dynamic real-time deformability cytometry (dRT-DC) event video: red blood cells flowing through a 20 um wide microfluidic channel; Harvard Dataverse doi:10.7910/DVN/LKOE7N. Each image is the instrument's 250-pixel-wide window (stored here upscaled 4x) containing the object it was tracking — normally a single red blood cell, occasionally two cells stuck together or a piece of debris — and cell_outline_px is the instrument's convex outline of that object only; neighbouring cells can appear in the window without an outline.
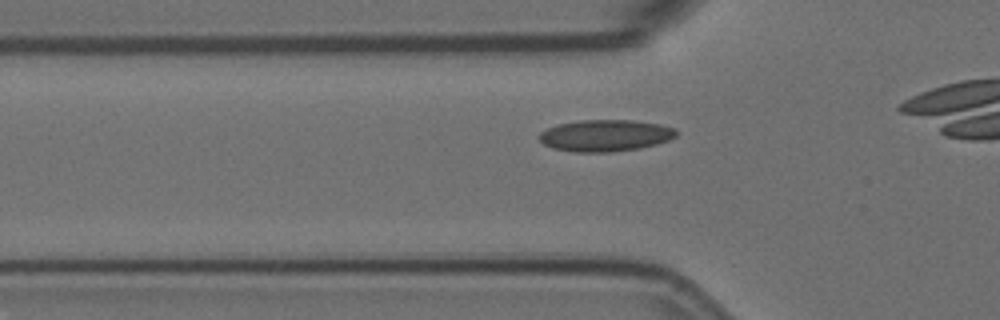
{"species": "Egyptian fruit bat (a non-hibernating species)", "species_latin": "Rousettus aegyptiacus", "temperature_condition": "room temperature", "stored_images_in_passage": 24, "camera_frame_rate_fps": 3000, "um_per_image_px": 0.085, "animal": {"sex": "female"}, "frame": {"image": 1, "passage_image": 11, "time_ms": 3.333, "image_size_px": [1000, 320], "cell_outline_px": [[676, 136], [668, 140], [656, 144], [640, 148], [608, 152], [576, 152], [552, 148], [544, 144], [540, 140], [540, 132], [556, 124], [580, 120], [632, 120], [660, 124], [676, 128]], "centroid_in_image_um": [51.45, 11.51], "position_along_channel_um": 74.3, "area_um2": 25.26}}
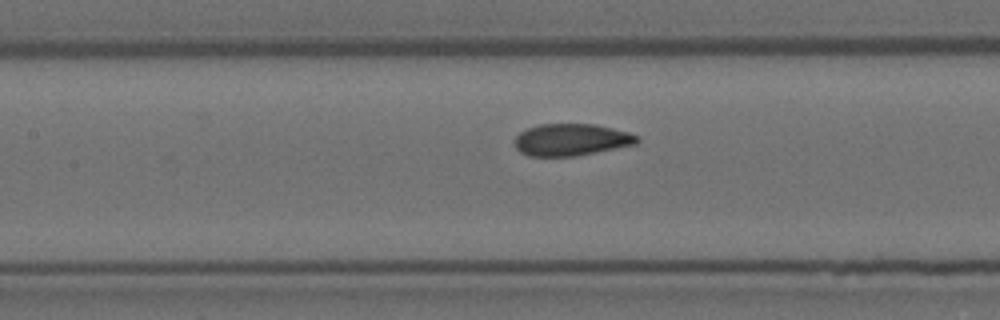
{"frame": {"image": 2, "passage_image": 18, "time_ms": 5.667, "image_size_px": [1000, 320], "cell_outline_px": [[640, 140], [636, 144], [576, 156], [528, 156], [520, 152], [516, 148], [516, 136], [520, 132], [528, 128], [540, 124], [592, 124], [612, 128], [628, 132], [640, 136]], "centroid_in_image_um": [48.57, 11.88], "position_along_channel_um": 158.8, "area_um2": 22.72}}
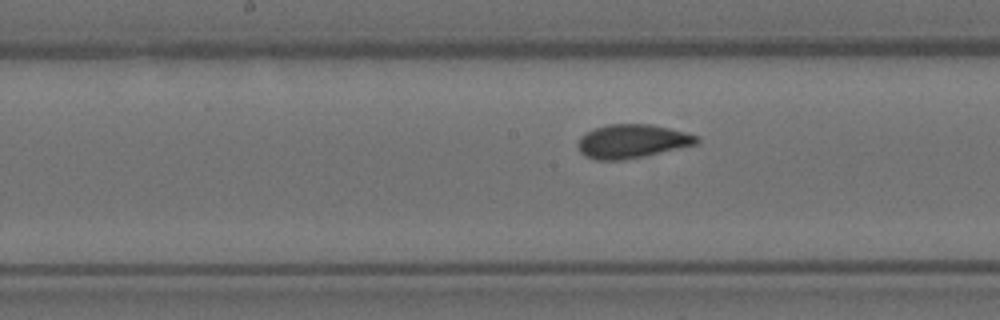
{"frame": {"image": 3, "passage_image": 21, "time_ms": 6.667, "image_size_px": [1000, 320], "cell_outline_px": [[700, 140], [696, 144], [624, 160], [596, 160], [584, 156], [580, 152], [576, 144], [580, 136], [584, 132], [608, 124], [652, 124], [684, 132], [696, 136]], "centroid_in_image_um": [53.65, 12.0], "position_along_channel_um": 194.6, "area_um2": 23.24}}